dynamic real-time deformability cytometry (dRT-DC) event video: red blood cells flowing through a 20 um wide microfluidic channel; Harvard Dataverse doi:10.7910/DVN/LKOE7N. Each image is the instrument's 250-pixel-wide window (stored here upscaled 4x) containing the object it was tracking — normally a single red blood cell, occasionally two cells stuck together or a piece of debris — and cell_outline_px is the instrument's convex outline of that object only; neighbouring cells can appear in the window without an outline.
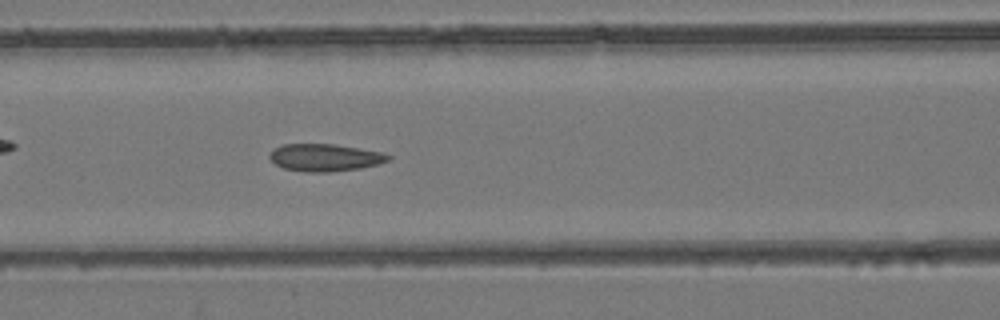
{"species": "common noctule bat (a hibernating species)", "species_latin": "Nyctalus noctula", "temperature_condition": "room temperature", "stored_images_in_passage": 42, "camera_frame_rate_fps": 3000, "um_per_image_px": 0.085, "animal": {"sex": "female", "body_mass_g": 24.6, "forearm_length_mm": 56.2}, "frame": {"image": 1, "passage_image": 17, "time_ms": 5.333, "image_size_px": [1000, 320], "cell_outline_px": [[392, 156], [388, 160], [376, 164], [360, 168], [328, 172], [308, 172], [284, 168], [276, 164], [268, 156], [276, 148], [284, 144], [336, 144], [380, 152]], "centroid_in_image_um": [27.61, 13.39], "position_along_channel_um": 139.0, "area_um2": 18.55}}
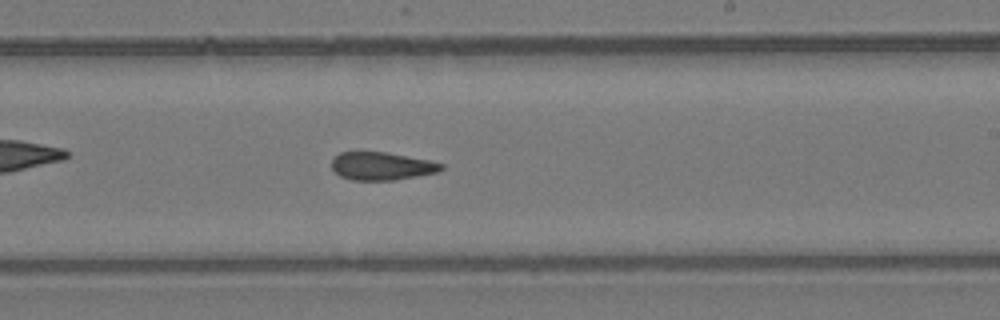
{"frame": {"image": 2, "passage_image": 26, "time_ms": 8.333, "image_size_px": [1000, 320], "cell_outline_px": [[444, 168], [436, 172], [416, 176], [392, 180], [352, 180], [340, 176], [332, 168], [332, 160], [340, 152], [384, 152], [428, 160], [444, 164]], "centroid_in_image_um": [32.42, 14.12], "position_along_channel_um": 256.6, "area_um2": 17.57}}
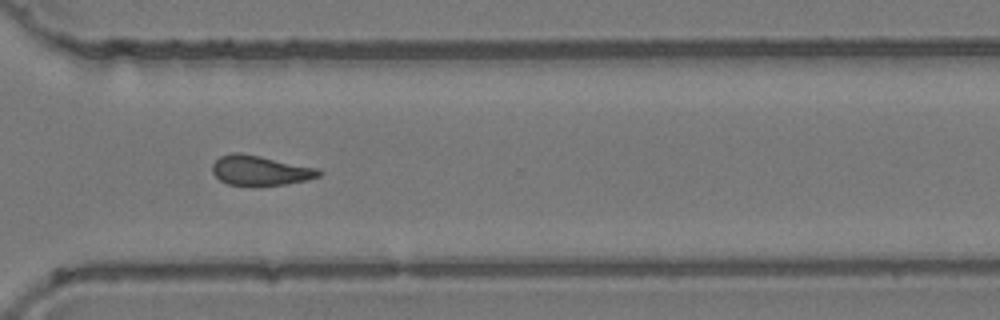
{"frame": {"image": 3, "passage_image": 33, "time_ms": 10.667, "image_size_px": [1000, 320], "cell_outline_px": [[324, 172], [320, 176], [308, 180], [288, 184], [228, 184], [220, 180], [212, 172], [212, 164], [220, 156], [232, 152], [240, 152], [320, 168]], "centroid_in_image_um": [22.17, 14.46], "position_along_channel_um": 348.4, "area_um2": 18.44}, "authors_computed_cell_mechanics": {"area_um2": 18.8428, "velocity_mm_per_s": 3.9365, "shape_relaxation_time_tau1_ms": null, "shape_relaxation_time_tau2_ms": 3.3109, "deformation_change_tau1": null, "deformation_change_tau2": 0.1009}}